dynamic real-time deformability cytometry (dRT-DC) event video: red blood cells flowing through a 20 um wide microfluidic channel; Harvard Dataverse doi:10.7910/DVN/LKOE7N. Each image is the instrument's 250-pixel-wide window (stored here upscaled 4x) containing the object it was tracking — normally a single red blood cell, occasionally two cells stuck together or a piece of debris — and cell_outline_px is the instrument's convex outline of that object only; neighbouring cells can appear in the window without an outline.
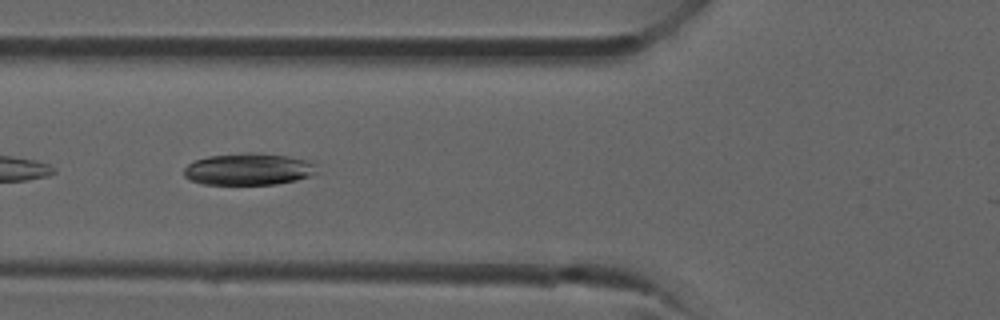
{"species": "common noctule bat (a hibernating species)", "species_latin": "Nyctalus noctula", "temperature_condition": "room temperature", "stored_images_in_passage": 17, "camera_frame_rate_fps": 3000, "um_per_image_px": 0.085, "animal": {"sex": "male", "forearm_length_mm": 52.5}, "frame": {"image": 1, "passage_image": 3, "time_ms": 0.667, "image_size_px": [1000, 320], "cell_outline_px": [[320, 172], [296, 180], [276, 184], [204, 184], [188, 180], [184, 176], [184, 168], [188, 164], [196, 160], [208, 156], [244, 152], [260, 152], [288, 156], [312, 160], [316, 164]], "centroid_in_image_um": [21.18, 14.36], "position_along_channel_um": 104.6, "area_um2": 25.14}}
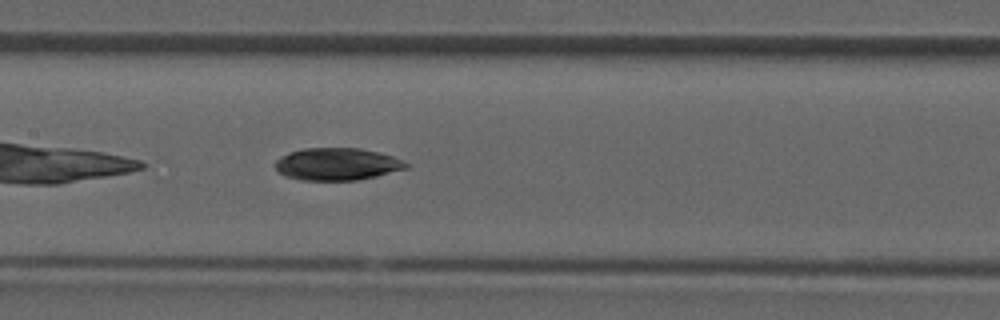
{"frame": {"image": 2, "passage_image": 7, "time_ms": 2.0, "image_size_px": [1000, 320], "cell_outline_px": [[408, 168], [376, 176], [356, 180], [300, 180], [284, 176], [276, 168], [276, 160], [280, 156], [288, 152], [304, 148], [360, 148], [392, 156], [404, 160], [408, 164]], "centroid_in_image_um": [28.64, 13.95], "position_along_channel_um": 178.8, "area_um2": 24.62}}